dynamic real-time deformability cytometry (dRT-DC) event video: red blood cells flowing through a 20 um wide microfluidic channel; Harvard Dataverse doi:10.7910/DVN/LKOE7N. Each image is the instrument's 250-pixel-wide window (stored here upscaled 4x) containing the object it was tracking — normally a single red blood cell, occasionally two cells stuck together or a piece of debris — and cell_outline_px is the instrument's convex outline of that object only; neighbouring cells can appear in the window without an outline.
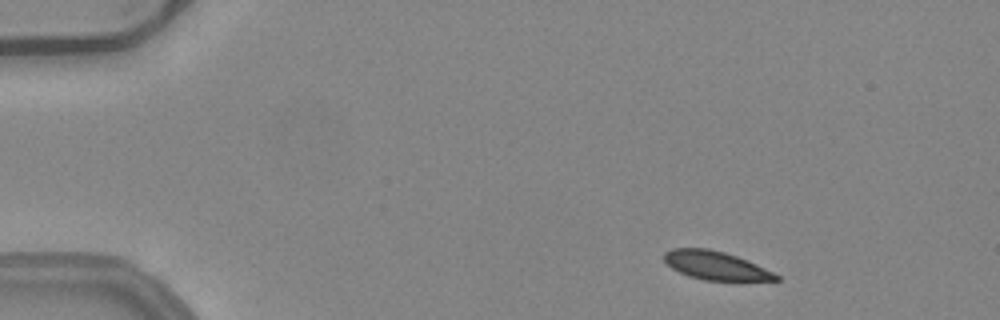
{"species": "common noctule bat (a hibernating species)", "species_latin": "Nyctalus noctula", "temperature_condition": "warm", "stored_images_in_passage": 49, "camera_frame_rate_fps": 3000, "um_per_image_px": 0.085, "animal": {"sex": "female", "body_mass_g": 24.6, "forearm_length_mm": 56.2}, "frame": {"image": 1, "passage_image": 4, "time_ms": 1.0, "image_size_px": [1000, 320], "cell_outline_px": [[780, 280], [704, 280], [688, 276], [672, 268], [664, 260], [664, 252], [672, 248], [708, 248], [724, 252], [748, 260], [780, 276]], "centroid_in_image_um": [60.81, 22.56], "position_along_channel_um": 24.2, "area_um2": 18.38}}
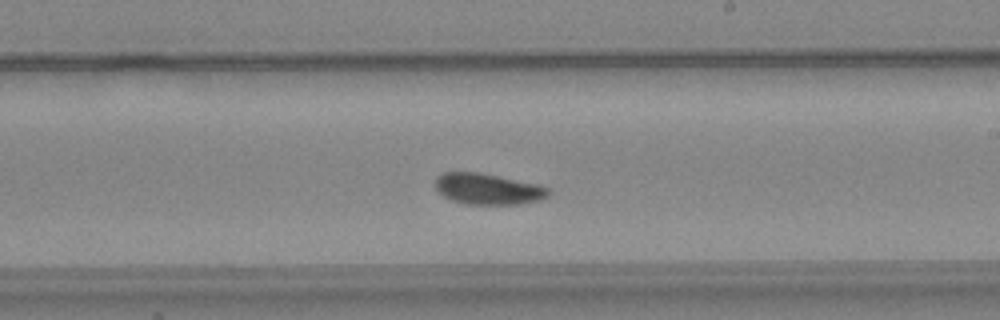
{"frame": {"image": 2, "passage_image": 28, "time_ms": 9.0, "image_size_px": [1000, 320], "cell_outline_px": [[552, 192], [548, 196], [540, 200], [520, 204], [464, 204], [452, 200], [436, 192], [436, 176], [444, 172], [480, 172], [540, 184], [548, 188]], "centroid_in_image_um": [41.49, 16.06], "position_along_channel_um": 247.5, "area_um2": 20.75}}
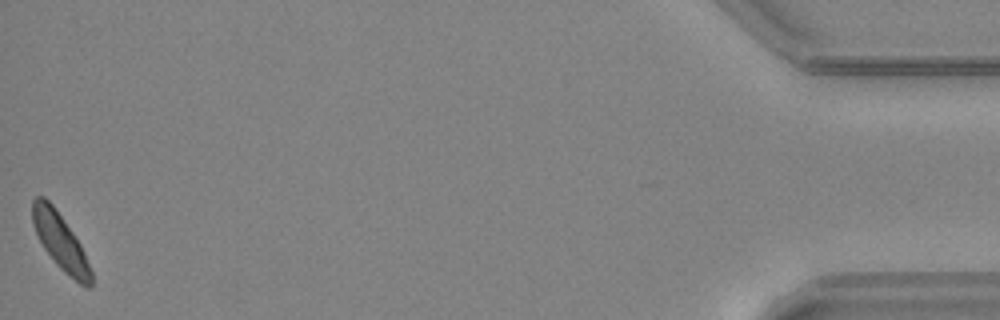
{"frame": {"image": 3, "passage_image": 49, "time_ms": 16.0, "image_size_px": [1000, 320], "cell_outline_px": [[92, 288], [88, 288], [80, 284], [64, 272], [56, 264], [44, 248], [32, 224], [32, 200], [36, 196], [44, 196], [52, 204], [72, 232], [80, 244], [84, 252], [92, 272]], "centroid_in_image_um": [5.13, 20.54], "position_along_channel_um": 430.1, "area_um2": 18.96}, "authors_computed_cell_mechanics": {"area_um2": 20.23, "velocity_mm_per_s": 3.9412, "shape_relaxation_time_tau1_ms": 3.091, "shape_relaxation_time_tau2_ms": 3.6252, "deformation_change_tau1": 0.1031, "deformation_change_tau2": 0.0741}}